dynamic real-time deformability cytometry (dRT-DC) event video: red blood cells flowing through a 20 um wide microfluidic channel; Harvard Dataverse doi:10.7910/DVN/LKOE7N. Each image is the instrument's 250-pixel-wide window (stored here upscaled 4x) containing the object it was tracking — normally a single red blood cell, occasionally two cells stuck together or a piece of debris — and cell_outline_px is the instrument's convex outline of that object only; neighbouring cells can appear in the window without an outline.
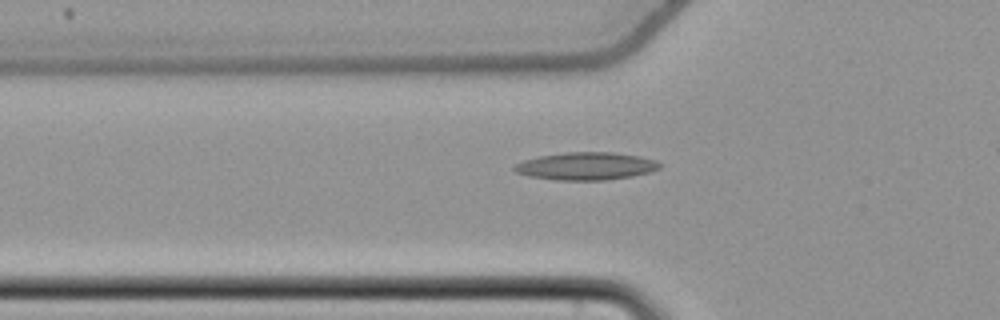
{"species": "common noctule bat (a hibernating species)", "species_latin": "Nyctalus noctula", "temperature_condition": "cold", "stored_images_in_passage": 45, "camera_frame_rate_fps": 3000, "um_per_image_px": 0.085, "animal": {"sex": "female", "body_mass_g": 22.7, "forearm_length_mm": 54.2}, "frame": {"image": 1, "passage_image": 15, "time_ms": 4.667, "image_size_px": [1000, 320], "cell_outline_px": [[664, 164], [660, 168], [648, 172], [632, 176], [608, 180], [556, 180], [528, 176], [516, 172], [512, 168], [516, 164], [524, 160], [540, 156], [564, 152], [612, 152], [640, 156], [656, 160]], "centroid_in_image_um": [49.84, 14.12], "position_along_channel_um": 76.0, "area_um2": 23.52}}
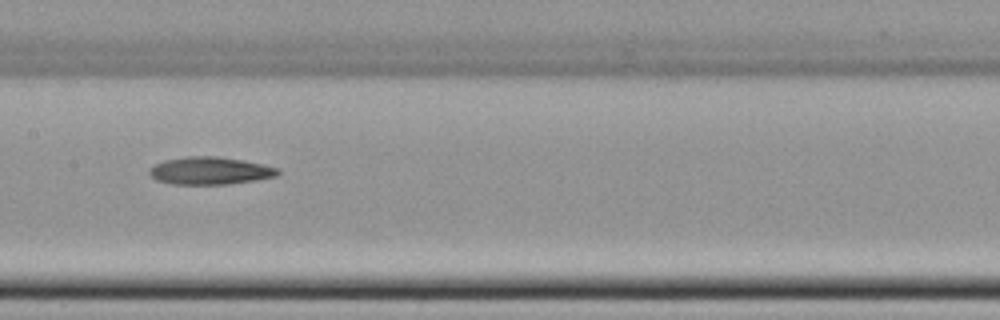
{"frame": {"image": 2, "passage_image": 24, "time_ms": 7.667, "image_size_px": [1000, 320], "cell_outline_px": [[280, 172], [276, 176], [256, 180], [228, 184], [172, 184], [156, 180], [148, 172], [156, 164], [164, 160], [188, 156], [216, 156], [244, 160], [264, 164], [280, 168]], "centroid_in_image_um": [17.9, 14.51], "position_along_channel_um": 189.5, "area_um2": 20.63}}
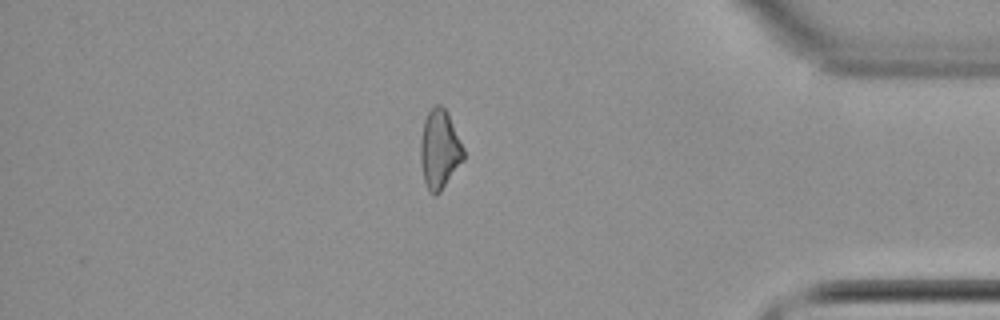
{"frame": {"image": 3, "passage_image": 43, "time_ms": 14.0, "image_size_px": [1000, 320], "cell_outline_px": [[464, 160], [440, 192], [436, 196], [428, 192], [424, 180], [420, 160], [420, 140], [424, 120], [428, 112], [436, 104], [440, 104], [448, 112], [464, 148]], "centroid_in_image_um": [37.36, 12.71], "position_along_channel_um": 397.8, "area_um2": 20.0}, "authors_computed_cell_mechanics": {"area_um2": 20.7502, "velocity_mm_per_s": 3.7767, "shape_relaxation_time_tau1_ms": 6.4875, "shape_relaxation_time_tau2_ms": null, "deformation_change_tau1": 0.1231, "deformation_change_tau2": null}}